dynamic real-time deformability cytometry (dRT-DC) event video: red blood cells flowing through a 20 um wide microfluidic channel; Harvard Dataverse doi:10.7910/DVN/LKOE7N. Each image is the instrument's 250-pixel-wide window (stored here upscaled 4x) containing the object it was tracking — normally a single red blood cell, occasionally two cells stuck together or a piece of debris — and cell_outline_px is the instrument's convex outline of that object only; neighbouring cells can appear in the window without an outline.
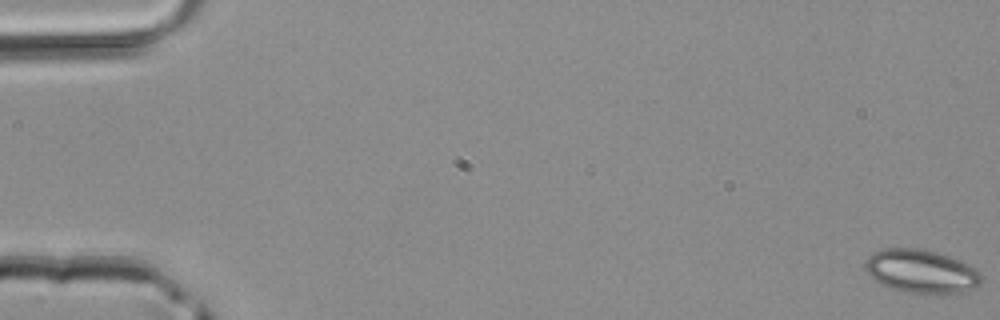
{"species": "common noctule bat (a hibernating species)", "species_latin": "Nyctalus noctula", "temperature_condition": "room temperature", "stored_images_in_passage": 6, "camera_frame_rate_fps": 3000, "um_per_image_px": 0.085, "animal": {"sex": "male", "body_mass_g": 20.4}, "frame": {"image": 1, "passage_image": 1, "time_ms": 0.0, "image_size_px": [1000, 320], "cell_outline_px": [[980, 284], [972, 288], [960, 292], [940, 296], [924, 296], [904, 292], [880, 284], [872, 280], [864, 268], [864, 264], [868, 256], [872, 252], [880, 248], [920, 248], [936, 252], [960, 260], [976, 268], [980, 272]], "centroid_in_image_um": [78.26, 23.09], "position_along_channel_um": 6.7, "area_um2": 30.35}}
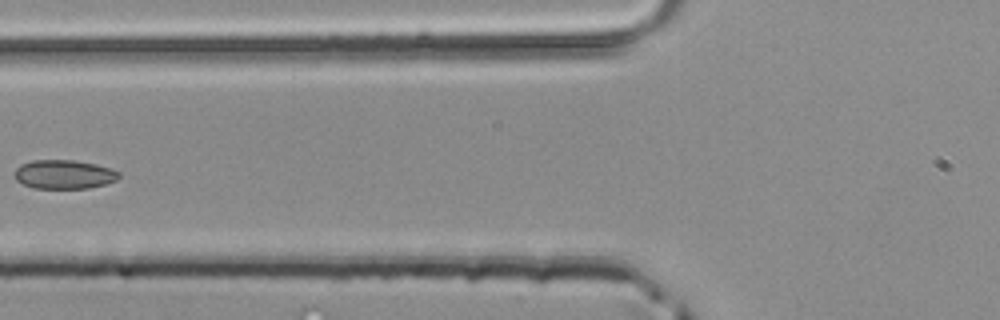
{"frame": {"image": 2, "passage_image": 6, "time_ms": 1.667, "image_size_px": [1000, 320], "cell_outline_px": [[120, 176], [116, 180], [104, 184], [88, 188], [32, 188], [16, 180], [16, 168], [20, 164], [32, 160], [72, 160], [96, 164], [112, 168], [120, 172]], "centroid_in_image_um": [5.46, 14.81], "position_along_channel_um": 120.3, "area_um2": 17.57}}